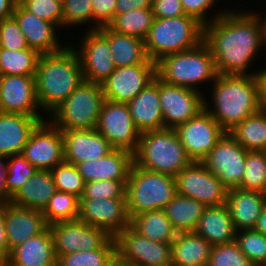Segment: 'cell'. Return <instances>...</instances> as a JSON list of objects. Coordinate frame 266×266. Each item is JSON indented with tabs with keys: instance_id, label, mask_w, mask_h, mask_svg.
Here are the masks:
<instances>
[{
	"instance_id": "1",
	"label": "cell",
	"mask_w": 266,
	"mask_h": 266,
	"mask_svg": "<svg viewBox=\"0 0 266 266\" xmlns=\"http://www.w3.org/2000/svg\"><path fill=\"white\" fill-rule=\"evenodd\" d=\"M253 13H221L204 26L218 74L245 75L264 42V22Z\"/></svg>"
},
{
	"instance_id": "2",
	"label": "cell",
	"mask_w": 266,
	"mask_h": 266,
	"mask_svg": "<svg viewBox=\"0 0 266 266\" xmlns=\"http://www.w3.org/2000/svg\"><path fill=\"white\" fill-rule=\"evenodd\" d=\"M214 110L204 108L226 131L236 124L261 111L260 88L257 73L254 74H219L214 80Z\"/></svg>"
},
{
	"instance_id": "3",
	"label": "cell",
	"mask_w": 266,
	"mask_h": 266,
	"mask_svg": "<svg viewBox=\"0 0 266 266\" xmlns=\"http://www.w3.org/2000/svg\"><path fill=\"white\" fill-rule=\"evenodd\" d=\"M84 81L81 63L73 47L41 54L35 75L40 107L54 111Z\"/></svg>"
},
{
	"instance_id": "4",
	"label": "cell",
	"mask_w": 266,
	"mask_h": 266,
	"mask_svg": "<svg viewBox=\"0 0 266 266\" xmlns=\"http://www.w3.org/2000/svg\"><path fill=\"white\" fill-rule=\"evenodd\" d=\"M203 39L204 26L193 17H154L144 46L149 59L157 62L165 55L193 49Z\"/></svg>"
},
{
	"instance_id": "5",
	"label": "cell",
	"mask_w": 266,
	"mask_h": 266,
	"mask_svg": "<svg viewBox=\"0 0 266 266\" xmlns=\"http://www.w3.org/2000/svg\"><path fill=\"white\" fill-rule=\"evenodd\" d=\"M193 161L174 129L142 132L134 153V164L149 171L175 176Z\"/></svg>"
},
{
	"instance_id": "6",
	"label": "cell",
	"mask_w": 266,
	"mask_h": 266,
	"mask_svg": "<svg viewBox=\"0 0 266 266\" xmlns=\"http://www.w3.org/2000/svg\"><path fill=\"white\" fill-rule=\"evenodd\" d=\"M156 75L167 84L197 90L193 85L215 80L219 74L212 52L203 41L193 49L163 56L156 62Z\"/></svg>"
},
{
	"instance_id": "7",
	"label": "cell",
	"mask_w": 266,
	"mask_h": 266,
	"mask_svg": "<svg viewBox=\"0 0 266 266\" xmlns=\"http://www.w3.org/2000/svg\"><path fill=\"white\" fill-rule=\"evenodd\" d=\"M175 195L174 176L133 164L125 192L130 220L143 212L163 209Z\"/></svg>"
},
{
	"instance_id": "8",
	"label": "cell",
	"mask_w": 266,
	"mask_h": 266,
	"mask_svg": "<svg viewBox=\"0 0 266 266\" xmlns=\"http://www.w3.org/2000/svg\"><path fill=\"white\" fill-rule=\"evenodd\" d=\"M104 100L102 85L84 80L51 112V123L61 131L96 129Z\"/></svg>"
},
{
	"instance_id": "9",
	"label": "cell",
	"mask_w": 266,
	"mask_h": 266,
	"mask_svg": "<svg viewBox=\"0 0 266 266\" xmlns=\"http://www.w3.org/2000/svg\"><path fill=\"white\" fill-rule=\"evenodd\" d=\"M116 260L123 266H172L171 244L151 241L131 226L115 237Z\"/></svg>"
},
{
	"instance_id": "10",
	"label": "cell",
	"mask_w": 266,
	"mask_h": 266,
	"mask_svg": "<svg viewBox=\"0 0 266 266\" xmlns=\"http://www.w3.org/2000/svg\"><path fill=\"white\" fill-rule=\"evenodd\" d=\"M174 177L176 194L195 199L205 207L226 203L229 189L201 162H192Z\"/></svg>"
},
{
	"instance_id": "11",
	"label": "cell",
	"mask_w": 266,
	"mask_h": 266,
	"mask_svg": "<svg viewBox=\"0 0 266 266\" xmlns=\"http://www.w3.org/2000/svg\"><path fill=\"white\" fill-rule=\"evenodd\" d=\"M96 130L113 146L135 153L138 148L140 131L135 126L127 103L104 100Z\"/></svg>"
},
{
	"instance_id": "12",
	"label": "cell",
	"mask_w": 266,
	"mask_h": 266,
	"mask_svg": "<svg viewBox=\"0 0 266 266\" xmlns=\"http://www.w3.org/2000/svg\"><path fill=\"white\" fill-rule=\"evenodd\" d=\"M174 130L193 162H201L226 133L205 108Z\"/></svg>"
},
{
	"instance_id": "13",
	"label": "cell",
	"mask_w": 266,
	"mask_h": 266,
	"mask_svg": "<svg viewBox=\"0 0 266 266\" xmlns=\"http://www.w3.org/2000/svg\"><path fill=\"white\" fill-rule=\"evenodd\" d=\"M247 151L226 132L201 163L228 189L238 188L244 175Z\"/></svg>"
},
{
	"instance_id": "14",
	"label": "cell",
	"mask_w": 266,
	"mask_h": 266,
	"mask_svg": "<svg viewBox=\"0 0 266 266\" xmlns=\"http://www.w3.org/2000/svg\"><path fill=\"white\" fill-rule=\"evenodd\" d=\"M156 62L117 67L101 85L104 98L116 103H128L156 77Z\"/></svg>"
},
{
	"instance_id": "15",
	"label": "cell",
	"mask_w": 266,
	"mask_h": 266,
	"mask_svg": "<svg viewBox=\"0 0 266 266\" xmlns=\"http://www.w3.org/2000/svg\"><path fill=\"white\" fill-rule=\"evenodd\" d=\"M58 259L62 255L99 249L110 236L102 229L80 220L57 222L48 226Z\"/></svg>"
},
{
	"instance_id": "16",
	"label": "cell",
	"mask_w": 266,
	"mask_h": 266,
	"mask_svg": "<svg viewBox=\"0 0 266 266\" xmlns=\"http://www.w3.org/2000/svg\"><path fill=\"white\" fill-rule=\"evenodd\" d=\"M49 126V127H48ZM37 170H52L64 161L62 131L41 121L31 132L21 153Z\"/></svg>"
},
{
	"instance_id": "17",
	"label": "cell",
	"mask_w": 266,
	"mask_h": 266,
	"mask_svg": "<svg viewBox=\"0 0 266 266\" xmlns=\"http://www.w3.org/2000/svg\"><path fill=\"white\" fill-rule=\"evenodd\" d=\"M197 90L170 85L159 79V100L164 128L175 129L204 109V99Z\"/></svg>"
},
{
	"instance_id": "18",
	"label": "cell",
	"mask_w": 266,
	"mask_h": 266,
	"mask_svg": "<svg viewBox=\"0 0 266 266\" xmlns=\"http://www.w3.org/2000/svg\"><path fill=\"white\" fill-rule=\"evenodd\" d=\"M78 220L104 230L110 237L130 226L126 200L80 199Z\"/></svg>"
},
{
	"instance_id": "19",
	"label": "cell",
	"mask_w": 266,
	"mask_h": 266,
	"mask_svg": "<svg viewBox=\"0 0 266 266\" xmlns=\"http://www.w3.org/2000/svg\"><path fill=\"white\" fill-rule=\"evenodd\" d=\"M35 76H0V112L40 116Z\"/></svg>"
},
{
	"instance_id": "20",
	"label": "cell",
	"mask_w": 266,
	"mask_h": 266,
	"mask_svg": "<svg viewBox=\"0 0 266 266\" xmlns=\"http://www.w3.org/2000/svg\"><path fill=\"white\" fill-rule=\"evenodd\" d=\"M81 46L77 54L84 80L101 84L116 68L108 40L98 30L91 29Z\"/></svg>"
},
{
	"instance_id": "21",
	"label": "cell",
	"mask_w": 266,
	"mask_h": 266,
	"mask_svg": "<svg viewBox=\"0 0 266 266\" xmlns=\"http://www.w3.org/2000/svg\"><path fill=\"white\" fill-rule=\"evenodd\" d=\"M64 161L77 165L105 157L113 146L96 129L62 130Z\"/></svg>"
},
{
	"instance_id": "22",
	"label": "cell",
	"mask_w": 266,
	"mask_h": 266,
	"mask_svg": "<svg viewBox=\"0 0 266 266\" xmlns=\"http://www.w3.org/2000/svg\"><path fill=\"white\" fill-rule=\"evenodd\" d=\"M133 164V153L114 149L105 157L93 161H83L76 166L86 183L101 180L128 181Z\"/></svg>"
},
{
	"instance_id": "23",
	"label": "cell",
	"mask_w": 266,
	"mask_h": 266,
	"mask_svg": "<svg viewBox=\"0 0 266 266\" xmlns=\"http://www.w3.org/2000/svg\"><path fill=\"white\" fill-rule=\"evenodd\" d=\"M47 227L42 211L5 203V231L10 251Z\"/></svg>"
},
{
	"instance_id": "24",
	"label": "cell",
	"mask_w": 266,
	"mask_h": 266,
	"mask_svg": "<svg viewBox=\"0 0 266 266\" xmlns=\"http://www.w3.org/2000/svg\"><path fill=\"white\" fill-rule=\"evenodd\" d=\"M44 121L41 116L0 112V155L9 158L20 154L31 132Z\"/></svg>"
},
{
	"instance_id": "25",
	"label": "cell",
	"mask_w": 266,
	"mask_h": 266,
	"mask_svg": "<svg viewBox=\"0 0 266 266\" xmlns=\"http://www.w3.org/2000/svg\"><path fill=\"white\" fill-rule=\"evenodd\" d=\"M13 17L26 37L29 48L37 50L40 54L54 53L63 49L57 43L54 23L40 19L27 11L19 2Z\"/></svg>"
},
{
	"instance_id": "26",
	"label": "cell",
	"mask_w": 266,
	"mask_h": 266,
	"mask_svg": "<svg viewBox=\"0 0 266 266\" xmlns=\"http://www.w3.org/2000/svg\"><path fill=\"white\" fill-rule=\"evenodd\" d=\"M127 105L133 122L140 133L164 128L159 100V78L157 76Z\"/></svg>"
},
{
	"instance_id": "27",
	"label": "cell",
	"mask_w": 266,
	"mask_h": 266,
	"mask_svg": "<svg viewBox=\"0 0 266 266\" xmlns=\"http://www.w3.org/2000/svg\"><path fill=\"white\" fill-rule=\"evenodd\" d=\"M226 206L236 231L253 229L262 209L266 206V194L232 188L228 190Z\"/></svg>"
},
{
	"instance_id": "28",
	"label": "cell",
	"mask_w": 266,
	"mask_h": 266,
	"mask_svg": "<svg viewBox=\"0 0 266 266\" xmlns=\"http://www.w3.org/2000/svg\"><path fill=\"white\" fill-rule=\"evenodd\" d=\"M9 266H53L57 264L52 233L47 227L41 234L13 248Z\"/></svg>"
},
{
	"instance_id": "29",
	"label": "cell",
	"mask_w": 266,
	"mask_h": 266,
	"mask_svg": "<svg viewBox=\"0 0 266 266\" xmlns=\"http://www.w3.org/2000/svg\"><path fill=\"white\" fill-rule=\"evenodd\" d=\"M194 232L212 246L232 242L237 234L226 204L205 207Z\"/></svg>"
},
{
	"instance_id": "30",
	"label": "cell",
	"mask_w": 266,
	"mask_h": 266,
	"mask_svg": "<svg viewBox=\"0 0 266 266\" xmlns=\"http://www.w3.org/2000/svg\"><path fill=\"white\" fill-rule=\"evenodd\" d=\"M212 245L194 231L178 232L172 248V266H207Z\"/></svg>"
},
{
	"instance_id": "31",
	"label": "cell",
	"mask_w": 266,
	"mask_h": 266,
	"mask_svg": "<svg viewBox=\"0 0 266 266\" xmlns=\"http://www.w3.org/2000/svg\"><path fill=\"white\" fill-rule=\"evenodd\" d=\"M98 31L108 40L111 57L116 68L143 64L149 59L144 40L117 33L108 26L100 27Z\"/></svg>"
},
{
	"instance_id": "32",
	"label": "cell",
	"mask_w": 266,
	"mask_h": 266,
	"mask_svg": "<svg viewBox=\"0 0 266 266\" xmlns=\"http://www.w3.org/2000/svg\"><path fill=\"white\" fill-rule=\"evenodd\" d=\"M56 191L51 171L38 170L10 202L17 206L43 211Z\"/></svg>"
},
{
	"instance_id": "33",
	"label": "cell",
	"mask_w": 266,
	"mask_h": 266,
	"mask_svg": "<svg viewBox=\"0 0 266 266\" xmlns=\"http://www.w3.org/2000/svg\"><path fill=\"white\" fill-rule=\"evenodd\" d=\"M130 226L141 236L159 243L171 244L177 235L163 209L135 215Z\"/></svg>"
},
{
	"instance_id": "34",
	"label": "cell",
	"mask_w": 266,
	"mask_h": 266,
	"mask_svg": "<svg viewBox=\"0 0 266 266\" xmlns=\"http://www.w3.org/2000/svg\"><path fill=\"white\" fill-rule=\"evenodd\" d=\"M204 209L201 202L179 194L163 208L177 233L194 231Z\"/></svg>"
},
{
	"instance_id": "35",
	"label": "cell",
	"mask_w": 266,
	"mask_h": 266,
	"mask_svg": "<svg viewBox=\"0 0 266 266\" xmlns=\"http://www.w3.org/2000/svg\"><path fill=\"white\" fill-rule=\"evenodd\" d=\"M228 134L248 151H264L266 148V112L259 111L236 124Z\"/></svg>"
},
{
	"instance_id": "36",
	"label": "cell",
	"mask_w": 266,
	"mask_h": 266,
	"mask_svg": "<svg viewBox=\"0 0 266 266\" xmlns=\"http://www.w3.org/2000/svg\"><path fill=\"white\" fill-rule=\"evenodd\" d=\"M40 55L32 48L21 50L0 48V76H35Z\"/></svg>"
},
{
	"instance_id": "37",
	"label": "cell",
	"mask_w": 266,
	"mask_h": 266,
	"mask_svg": "<svg viewBox=\"0 0 266 266\" xmlns=\"http://www.w3.org/2000/svg\"><path fill=\"white\" fill-rule=\"evenodd\" d=\"M154 20L152 8L134 9L115 15L108 27L120 34L144 40Z\"/></svg>"
},
{
	"instance_id": "38",
	"label": "cell",
	"mask_w": 266,
	"mask_h": 266,
	"mask_svg": "<svg viewBox=\"0 0 266 266\" xmlns=\"http://www.w3.org/2000/svg\"><path fill=\"white\" fill-rule=\"evenodd\" d=\"M116 261L114 237H110L99 249L78 251L62 255L58 266H111Z\"/></svg>"
},
{
	"instance_id": "39",
	"label": "cell",
	"mask_w": 266,
	"mask_h": 266,
	"mask_svg": "<svg viewBox=\"0 0 266 266\" xmlns=\"http://www.w3.org/2000/svg\"><path fill=\"white\" fill-rule=\"evenodd\" d=\"M80 198L74 194L56 191L42 211L49 226L57 222L78 220Z\"/></svg>"
},
{
	"instance_id": "40",
	"label": "cell",
	"mask_w": 266,
	"mask_h": 266,
	"mask_svg": "<svg viewBox=\"0 0 266 266\" xmlns=\"http://www.w3.org/2000/svg\"><path fill=\"white\" fill-rule=\"evenodd\" d=\"M238 188L266 194V154L247 151L245 170Z\"/></svg>"
},
{
	"instance_id": "41",
	"label": "cell",
	"mask_w": 266,
	"mask_h": 266,
	"mask_svg": "<svg viewBox=\"0 0 266 266\" xmlns=\"http://www.w3.org/2000/svg\"><path fill=\"white\" fill-rule=\"evenodd\" d=\"M9 157L12 159L6 163L5 186L7 193L13 197L38 170L21 153Z\"/></svg>"
},
{
	"instance_id": "42",
	"label": "cell",
	"mask_w": 266,
	"mask_h": 266,
	"mask_svg": "<svg viewBox=\"0 0 266 266\" xmlns=\"http://www.w3.org/2000/svg\"><path fill=\"white\" fill-rule=\"evenodd\" d=\"M236 231L235 241L254 266H266V236L253 230Z\"/></svg>"
},
{
	"instance_id": "43",
	"label": "cell",
	"mask_w": 266,
	"mask_h": 266,
	"mask_svg": "<svg viewBox=\"0 0 266 266\" xmlns=\"http://www.w3.org/2000/svg\"><path fill=\"white\" fill-rule=\"evenodd\" d=\"M57 191L71 193L81 197L85 181L76 165L63 161L51 170Z\"/></svg>"
},
{
	"instance_id": "44",
	"label": "cell",
	"mask_w": 266,
	"mask_h": 266,
	"mask_svg": "<svg viewBox=\"0 0 266 266\" xmlns=\"http://www.w3.org/2000/svg\"><path fill=\"white\" fill-rule=\"evenodd\" d=\"M207 266H254L239 249L234 240L229 243L214 245Z\"/></svg>"
},
{
	"instance_id": "45",
	"label": "cell",
	"mask_w": 266,
	"mask_h": 266,
	"mask_svg": "<svg viewBox=\"0 0 266 266\" xmlns=\"http://www.w3.org/2000/svg\"><path fill=\"white\" fill-rule=\"evenodd\" d=\"M127 181H89L85 183L83 195L80 199H115L126 200Z\"/></svg>"
},
{
	"instance_id": "46",
	"label": "cell",
	"mask_w": 266,
	"mask_h": 266,
	"mask_svg": "<svg viewBox=\"0 0 266 266\" xmlns=\"http://www.w3.org/2000/svg\"><path fill=\"white\" fill-rule=\"evenodd\" d=\"M19 3L40 19L62 25V4L56 0H19Z\"/></svg>"
},
{
	"instance_id": "47",
	"label": "cell",
	"mask_w": 266,
	"mask_h": 266,
	"mask_svg": "<svg viewBox=\"0 0 266 266\" xmlns=\"http://www.w3.org/2000/svg\"><path fill=\"white\" fill-rule=\"evenodd\" d=\"M0 48L9 50L29 48L26 37L13 16L0 21Z\"/></svg>"
},
{
	"instance_id": "48",
	"label": "cell",
	"mask_w": 266,
	"mask_h": 266,
	"mask_svg": "<svg viewBox=\"0 0 266 266\" xmlns=\"http://www.w3.org/2000/svg\"><path fill=\"white\" fill-rule=\"evenodd\" d=\"M91 19L92 0H66L62 4V25H75Z\"/></svg>"
},
{
	"instance_id": "49",
	"label": "cell",
	"mask_w": 266,
	"mask_h": 266,
	"mask_svg": "<svg viewBox=\"0 0 266 266\" xmlns=\"http://www.w3.org/2000/svg\"><path fill=\"white\" fill-rule=\"evenodd\" d=\"M117 0H92V19L96 20V28L108 26L115 16Z\"/></svg>"
},
{
	"instance_id": "50",
	"label": "cell",
	"mask_w": 266,
	"mask_h": 266,
	"mask_svg": "<svg viewBox=\"0 0 266 266\" xmlns=\"http://www.w3.org/2000/svg\"><path fill=\"white\" fill-rule=\"evenodd\" d=\"M153 15L156 18L178 17L185 15L180 0H152Z\"/></svg>"
},
{
	"instance_id": "51",
	"label": "cell",
	"mask_w": 266,
	"mask_h": 266,
	"mask_svg": "<svg viewBox=\"0 0 266 266\" xmlns=\"http://www.w3.org/2000/svg\"><path fill=\"white\" fill-rule=\"evenodd\" d=\"M185 15L195 18L203 26L207 25L206 11L211 8L215 0H180ZM208 22V23H207Z\"/></svg>"
},
{
	"instance_id": "52",
	"label": "cell",
	"mask_w": 266,
	"mask_h": 266,
	"mask_svg": "<svg viewBox=\"0 0 266 266\" xmlns=\"http://www.w3.org/2000/svg\"><path fill=\"white\" fill-rule=\"evenodd\" d=\"M144 8H152V0H117L115 15Z\"/></svg>"
},
{
	"instance_id": "53",
	"label": "cell",
	"mask_w": 266,
	"mask_h": 266,
	"mask_svg": "<svg viewBox=\"0 0 266 266\" xmlns=\"http://www.w3.org/2000/svg\"><path fill=\"white\" fill-rule=\"evenodd\" d=\"M10 252L5 231V203H0V258L8 259Z\"/></svg>"
},
{
	"instance_id": "54",
	"label": "cell",
	"mask_w": 266,
	"mask_h": 266,
	"mask_svg": "<svg viewBox=\"0 0 266 266\" xmlns=\"http://www.w3.org/2000/svg\"><path fill=\"white\" fill-rule=\"evenodd\" d=\"M4 158L7 159V157L0 155V203H8L12 198L6 191L5 179L7 174V164L2 163L1 161Z\"/></svg>"
},
{
	"instance_id": "55",
	"label": "cell",
	"mask_w": 266,
	"mask_h": 266,
	"mask_svg": "<svg viewBox=\"0 0 266 266\" xmlns=\"http://www.w3.org/2000/svg\"><path fill=\"white\" fill-rule=\"evenodd\" d=\"M19 0H0V21L13 16Z\"/></svg>"
},
{
	"instance_id": "56",
	"label": "cell",
	"mask_w": 266,
	"mask_h": 266,
	"mask_svg": "<svg viewBox=\"0 0 266 266\" xmlns=\"http://www.w3.org/2000/svg\"><path fill=\"white\" fill-rule=\"evenodd\" d=\"M260 88V108L266 112V70L257 73Z\"/></svg>"
},
{
	"instance_id": "57",
	"label": "cell",
	"mask_w": 266,
	"mask_h": 266,
	"mask_svg": "<svg viewBox=\"0 0 266 266\" xmlns=\"http://www.w3.org/2000/svg\"><path fill=\"white\" fill-rule=\"evenodd\" d=\"M253 230L266 236V206L262 209Z\"/></svg>"
},
{
	"instance_id": "58",
	"label": "cell",
	"mask_w": 266,
	"mask_h": 266,
	"mask_svg": "<svg viewBox=\"0 0 266 266\" xmlns=\"http://www.w3.org/2000/svg\"><path fill=\"white\" fill-rule=\"evenodd\" d=\"M0 266H9L7 259L0 258Z\"/></svg>"
},
{
	"instance_id": "59",
	"label": "cell",
	"mask_w": 266,
	"mask_h": 266,
	"mask_svg": "<svg viewBox=\"0 0 266 266\" xmlns=\"http://www.w3.org/2000/svg\"><path fill=\"white\" fill-rule=\"evenodd\" d=\"M264 42L266 43V19L264 20Z\"/></svg>"
},
{
	"instance_id": "60",
	"label": "cell",
	"mask_w": 266,
	"mask_h": 266,
	"mask_svg": "<svg viewBox=\"0 0 266 266\" xmlns=\"http://www.w3.org/2000/svg\"><path fill=\"white\" fill-rule=\"evenodd\" d=\"M111 266H123V265L116 260Z\"/></svg>"
},
{
	"instance_id": "61",
	"label": "cell",
	"mask_w": 266,
	"mask_h": 266,
	"mask_svg": "<svg viewBox=\"0 0 266 266\" xmlns=\"http://www.w3.org/2000/svg\"><path fill=\"white\" fill-rule=\"evenodd\" d=\"M58 1L60 4H63L66 0H56Z\"/></svg>"
}]
</instances>
